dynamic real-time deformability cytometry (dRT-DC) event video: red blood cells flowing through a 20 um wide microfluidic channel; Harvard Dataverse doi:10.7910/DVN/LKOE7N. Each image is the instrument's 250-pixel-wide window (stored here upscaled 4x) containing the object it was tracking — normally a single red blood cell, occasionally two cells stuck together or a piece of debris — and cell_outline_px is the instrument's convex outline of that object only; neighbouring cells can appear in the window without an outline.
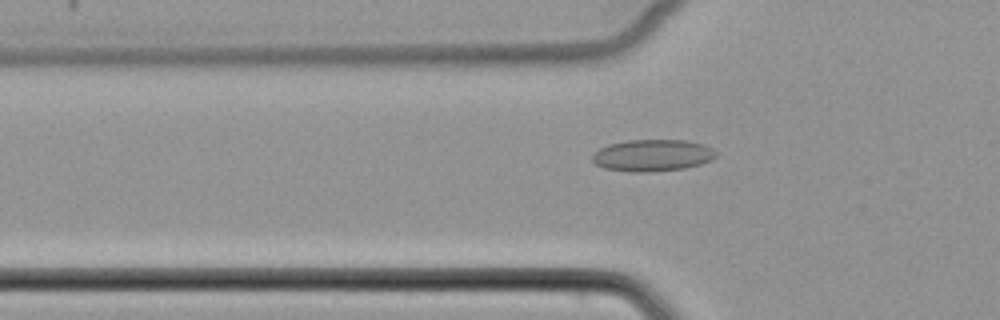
{"species": "common noctule bat (a hibernating species)", "species_latin": "Nyctalus noctula", "temperature_condition": "cold", "stored_images_in_passage": 51, "camera_frame_rate_fps": 3000, "um_per_image_px": 0.085, "animal": {"sex": "female", "body_mass_g": 22.7, "forearm_length_mm": 54.2}, "frame": {"image": 1, "passage_image": 17, "time_ms": 5.333, "image_size_px": [1000, 320], "cell_outline_px": [[716, 156], [712, 160], [700, 164], [684, 168], [652, 172], [628, 172], [604, 168], [596, 164], [592, 160], [592, 156], [600, 148], [608, 144], [628, 140], [684, 140], [704, 144], [712, 148], [716, 152]], "centroid_in_image_um": [55.46, 13.21], "position_along_channel_um": 70.3, "area_um2": 23.0}}
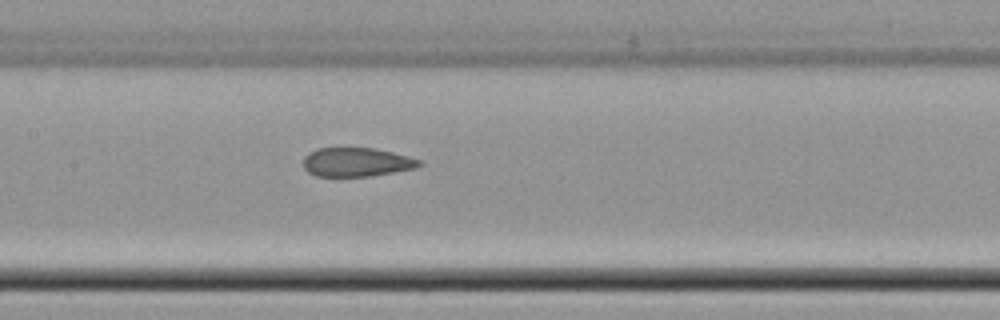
{"frame": {"image": 2, "passage_image": 25, "time_ms": 8.0, "image_size_px": [1000, 320], "cell_outline_px": [[424, 164], [416, 168], [372, 176], [316, 176], [308, 172], [304, 168], [304, 156], [308, 152], [316, 148], [376, 148], [408, 156], [420, 160]], "centroid_in_image_um": [30.31, 13.78], "position_along_channel_um": 177.1, "area_um2": 19.65}}
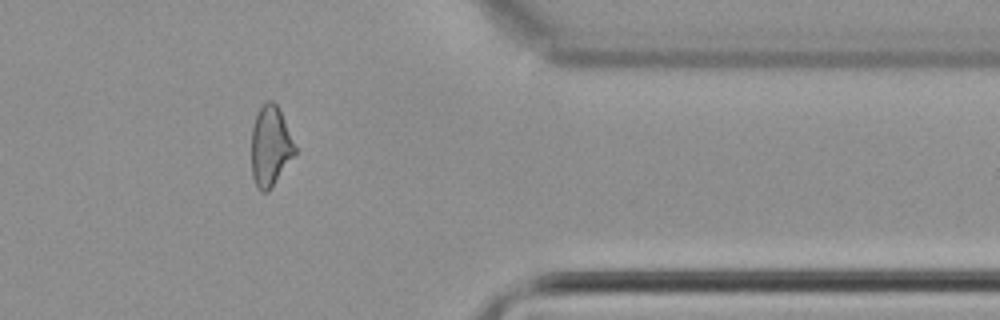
{"frame": {"image": 3, "passage_image": 42, "time_ms": 13.667, "image_size_px": [1000, 320], "cell_outline_px": [[296, 152], [268, 192], [260, 192], [252, 176], [252, 128], [256, 116], [260, 108], [268, 100], [272, 100], [280, 108], [296, 148]], "centroid_in_image_um": [22.98, 12.41], "position_along_channel_um": 388.4, "area_um2": 20.06}}